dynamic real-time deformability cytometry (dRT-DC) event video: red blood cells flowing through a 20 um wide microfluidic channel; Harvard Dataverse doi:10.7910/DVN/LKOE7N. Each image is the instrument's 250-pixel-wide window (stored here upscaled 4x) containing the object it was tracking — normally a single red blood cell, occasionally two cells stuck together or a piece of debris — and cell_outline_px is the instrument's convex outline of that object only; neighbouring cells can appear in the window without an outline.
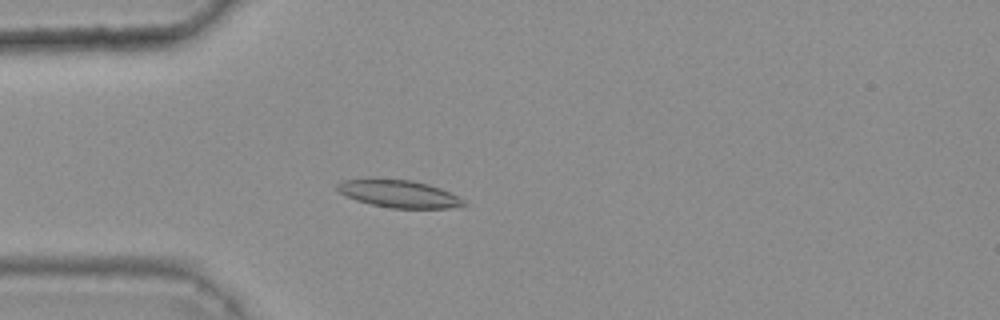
{"species": "common noctule bat (a hibernating species)", "species_latin": "Nyctalus noctula", "temperature_condition": "warm", "stored_images_in_passage": 37, "camera_frame_rate_fps": 3000, "um_per_image_px": 0.085, "animal": {"sex": "female", "body_mass_g": 25.1}, "frame": {"image": 1, "passage_image": 7, "time_ms": 2.0, "image_size_px": [1000, 320], "cell_outline_px": [[468, 204], [464, 208], [392, 208], [372, 204], [356, 200], [344, 196], [336, 188], [336, 184], [344, 180], [368, 176], [372, 176], [412, 180], [428, 184], [440, 188], [464, 200]], "centroid_in_image_um": [33.86, 16.44], "position_along_channel_um": 51.1, "area_um2": 20.98}}
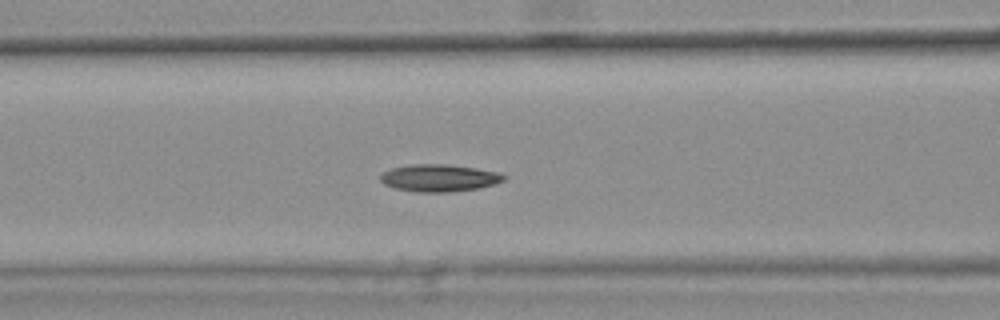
{"frame": {"image": 2, "passage_image": 14, "time_ms": 4.333, "image_size_px": [1000, 320], "cell_outline_px": [[508, 176], [504, 180], [496, 184], [476, 188], [448, 192], [420, 192], [396, 188], [384, 184], [380, 180], [380, 172], [392, 168], [412, 164], [444, 164], [476, 168], [500, 172]], "centroid_in_image_um": [37.34, 15.11], "position_along_channel_um": 129.3, "area_um2": 19.59}}
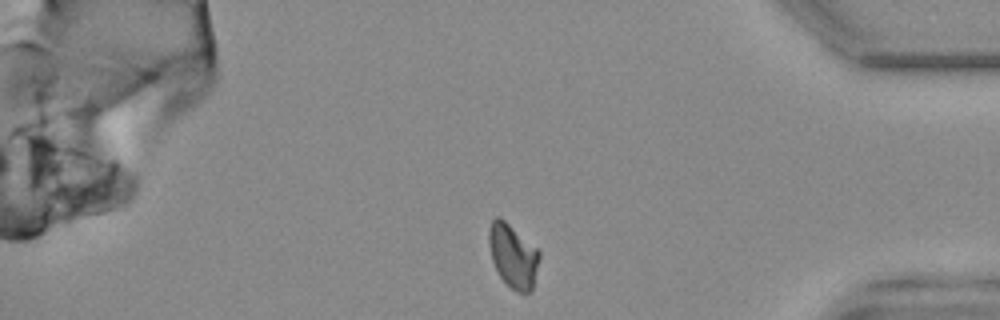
{"frame": {"image": 3, "passage_image": 37, "time_ms": 12.0, "image_size_px": [1000, 320], "cell_outline_px": [[540, 256], [532, 288], [528, 292], [520, 292], [512, 288], [500, 276], [492, 260], [488, 244], [488, 232], [492, 220], [496, 216], [500, 216], [536, 248], [540, 252]], "centroid_in_image_um": [43.58, 21.71], "position_along_channel_um": 391.6, "area_um2": 18.32}, "authors_computed_cell_mechanics": {"area_um2": 19.074, "velocity_mm_per_s": 3.7478, "shape_relaxation_time_tau1_ms": null, "shape_relaxation_time_tau2_ms": 4.7965, "deformation_change_tau1": null, "deformation_change_tau2": 0.096}}